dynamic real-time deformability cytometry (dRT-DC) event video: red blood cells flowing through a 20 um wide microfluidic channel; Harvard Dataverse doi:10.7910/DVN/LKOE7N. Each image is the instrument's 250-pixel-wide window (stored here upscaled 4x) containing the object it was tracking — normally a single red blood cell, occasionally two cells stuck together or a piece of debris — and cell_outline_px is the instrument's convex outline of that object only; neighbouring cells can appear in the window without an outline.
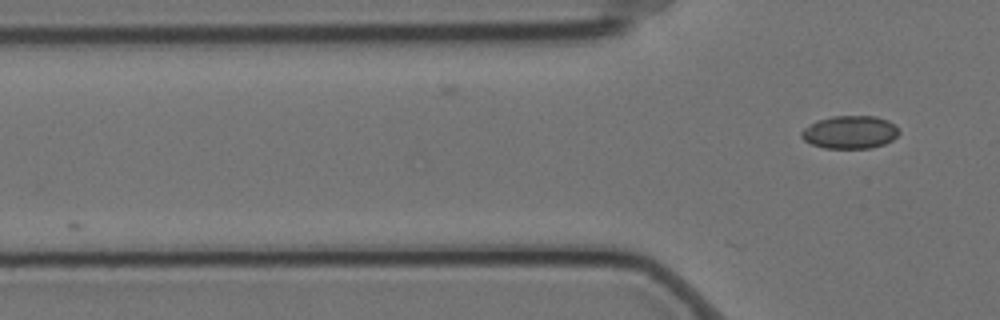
{"species": "Egyptian fruit bat (a non-hibernating species)", "species_latin": "Rousettus aegyptiacus", "temperature_condition": "cold", "stored_images_in_passage": 2, "camera_frame_rate_fps": 3000, "um_per_image_px": 0.085, "animal": {"sex": "female"}, "frame": {"image": 1, "passage_image": 2, "time_ms": 0.333, "image_size_px": [1000, 320], "cell_outline_px": [[900, 132], [892, 140], [884, 144], [872, 148], [824, 148], [812, 144], [804, 140], [800, 136], [800, 132], [804, 128], [816, 120], [832, 116], [876, 116], [888, 120], [896, 124]], "centroid_in_image_um": [72.25, 11.23], "position_along_channel_um": 53.5, "area_um2": 18.9}}